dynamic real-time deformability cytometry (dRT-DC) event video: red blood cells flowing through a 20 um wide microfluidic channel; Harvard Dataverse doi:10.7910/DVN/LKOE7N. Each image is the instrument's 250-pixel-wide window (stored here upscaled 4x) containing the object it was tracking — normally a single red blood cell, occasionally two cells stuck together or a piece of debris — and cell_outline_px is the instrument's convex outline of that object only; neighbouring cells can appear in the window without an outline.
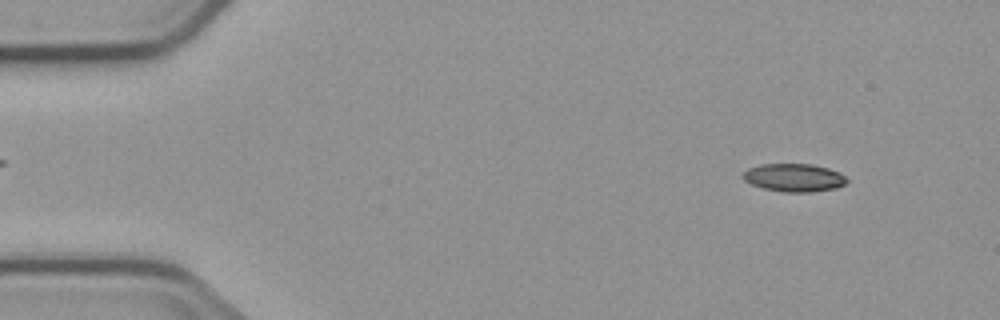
{"species": "common noctule bat (a hibernating species)", "species_latin": "Nyctalus noctula", "temperature_condition": "cold", "stored_images_in_passage": 4, "camera_frame_rate_fps": 3000, "um_per_image_px": 0.085, "animal": {"sex": "male", "body_mass_g": 23.1, "forearm_length_mm": 52.7}, "frame": {"image": 1, "passage_image": 1, "time_ms": 0.0, "image_size_px": [1000, 320], "cell_outline_px": [[848, 180], [844, 184], [836, 188], [812, 192], [784, 192], [764, 188], [752, 184], [744, 180], [744, 172], [748, 168], [760, 164], [812, 164], [828, 168], [840, 172]], "centroid_in_image_um": [67.51, 15.09], "position_along_channel_um": 17.5, "area_um2": 16.88}}
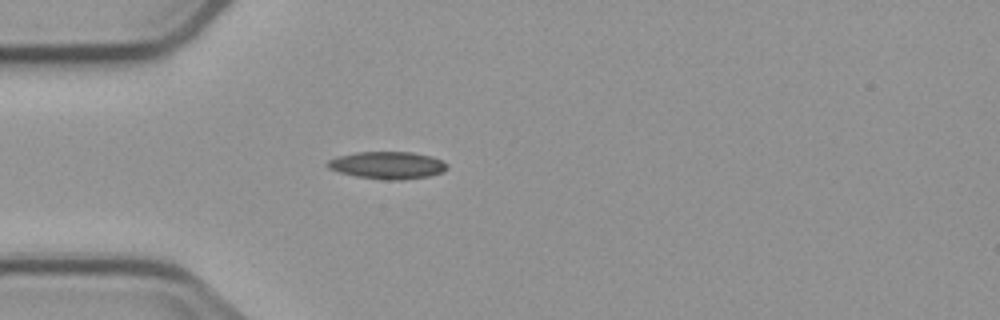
{"frame": {"image": 2, "passage_image": 4, "time_ms": 3.333, "image_size_px": [1000, 320], "cell_outline_px": [[448, 168], [444, 172], [428, 176], [400, 180], [388, 180], [356, 176], [340, 172], [328, 168], [324, 164], [328, 160], [336, 156], [356, 152], [412, 152], [432, 156], [448, 164]], "centroid_in_image_um": [32.93, 14.04], "position_along_channel_um": 52.1, "area_um2": 19.13}}